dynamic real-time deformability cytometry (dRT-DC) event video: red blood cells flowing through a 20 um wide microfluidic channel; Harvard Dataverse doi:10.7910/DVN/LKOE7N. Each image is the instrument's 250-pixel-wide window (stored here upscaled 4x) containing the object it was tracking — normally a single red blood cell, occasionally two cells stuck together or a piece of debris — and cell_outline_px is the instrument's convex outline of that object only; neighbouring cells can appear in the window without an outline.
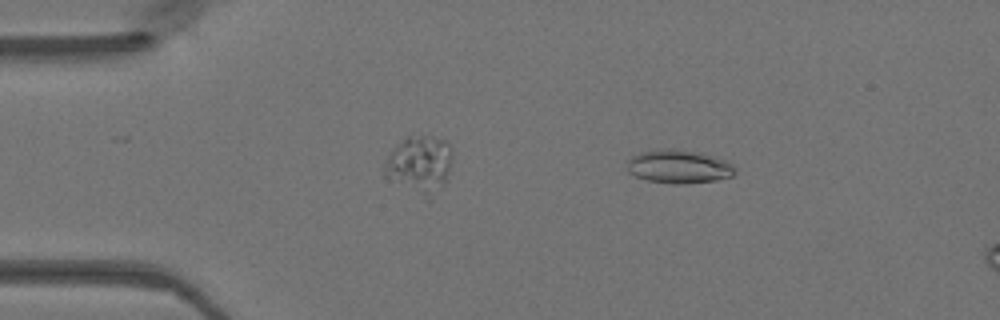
{"species": "Egyptian fruit bat (a non-hibernating species)", "species_latin": "Rousettus aegyptiacus", "temperature_condition": "warm", "stored_images_in_passage": 44, "camera_frame_rate_fps": 3000, "um_per_image_px": 0.085, "animal": {"sex": "female"}, "frame": {"image": 1, "passage_image": 8, "time_ms": 2.333, "image_size_px": [1000, 320], "cell_outline_px": [[736, 172], [732, 176], [716, 180], [684, 184], [676, 184], [648, 180], [636, 176], [628, 172], [628, 160], [632, 156], [640, 152], [664, 148], [672, 148], [700, 152], [716, 156], [728, 160], [736, 168]], "centroid_in_image_um": [57.75, 14.14], "position_along_channel_um": 27.3, "area_um2": 21.27}}
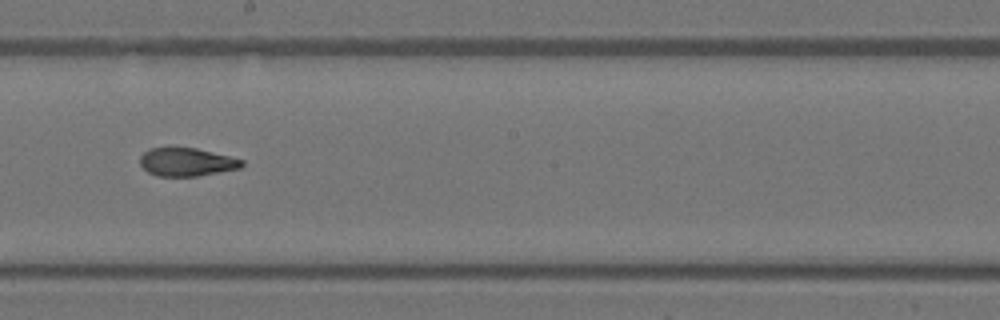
{"frame": {"image": 2, "passage_image": 27, "time_ms": 8.667, "image_size_px": [1000, 320], "cell_outline_px": [[244, 164], [240, 168], [196, 176], [156, 176], [148, 172], [140, 164], [140, 156], [144, 152], [152, 148], [196, 148], [244, 160]], "centroid_in_image_um": [15.85, 13.78], "position_along_channel_um": 232.3, "area_um2": 16.53}}
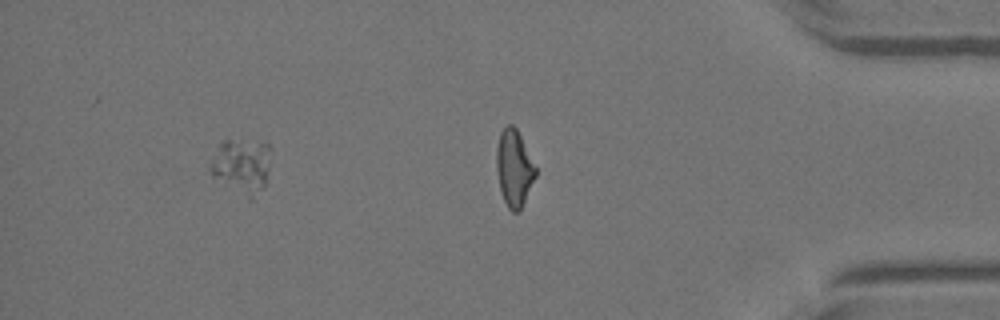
{"frame": {"image": 3, "passage_image": 40, "time_ms": 13.0, "image_size_px": [1000, 320], "cell_outline_px": [[272, 148], [264, 188], [252, 200], [248, 200], [212, 176], [208, 168], [220, 140], [264, 140]], "centroid_in_image_um": [20.56, 14.09], "position_along_channel_um": 414.6, "area_um2": 20.0}}